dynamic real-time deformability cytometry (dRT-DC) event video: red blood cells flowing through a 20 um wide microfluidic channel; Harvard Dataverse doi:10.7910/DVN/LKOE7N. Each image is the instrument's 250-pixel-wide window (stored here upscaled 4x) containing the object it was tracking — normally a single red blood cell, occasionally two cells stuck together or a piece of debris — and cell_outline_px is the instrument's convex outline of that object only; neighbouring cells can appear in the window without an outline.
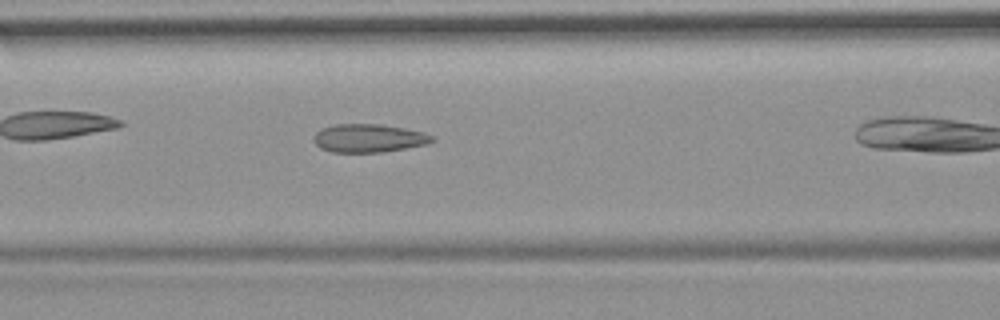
{"species": "common noctule bat (a hibernating species)", "species_latin": "Nyctalus noctula", "temperature_condition": "room temperature", "stored_images_in_passage": 29, "camera_frame_rate_fps": 3000, "um_per_image_px": 0.085, "animal": {"sex": "female", "body_mass_g": 19.9}, "frame": {"image": 1, "passage_image": 9, "time_ms": 2.667, "image_size_px": [1000, 320], "cell_outline_px": [[436, 140], [428, 144], [384, 152], [332, 152], [320, 148], [312, 140], [316, 132], [320, 128], [336, 124], [380, 124], [404, 128], [424, 132], [432, 136]], "centroid_in_image_um": [31.34, 11.74], "position_along_channel_um": 135.3, "area_um2": 19.65}}